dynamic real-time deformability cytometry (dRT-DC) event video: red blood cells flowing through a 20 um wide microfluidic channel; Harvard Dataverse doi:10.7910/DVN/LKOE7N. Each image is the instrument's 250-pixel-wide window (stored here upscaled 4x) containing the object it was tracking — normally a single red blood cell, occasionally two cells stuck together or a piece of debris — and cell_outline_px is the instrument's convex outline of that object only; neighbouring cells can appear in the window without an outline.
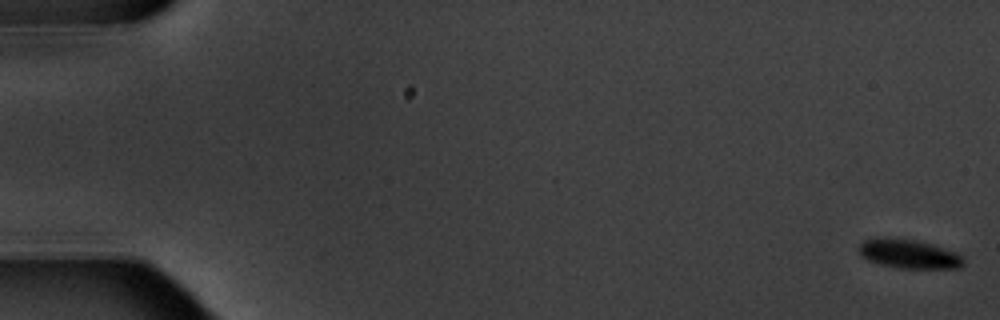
{"species": "common noctule bat (a hibernating species)", "species_latin": "Nyctalus noctula", "temperature_condition": "warm", "stored_images_in_passage": 7, "camera_frame_rate_fps": 3000, "um_per_image_px": 0.085, "animal": {"sex": "male", "body_mass_g": 20.1, "forearm_length_mm": 53.5}, "frame": {"image": 1, "passage_image": 1, "time_ms": 0.0, "image_size_px": [1000, 320], "cell_outline_px": [[964, 264], [960, 268], [900, 268], [880, 264], [868, 260], [860, 256], [860, 244], [864, 240], [880, 236], [916, 240], [932, 244], [956, 252], [964, 260]], "centroid_in_image_um": [77.24, 21.57], "position_along_channel_um": 7.8, "area_um2": 17.74}}
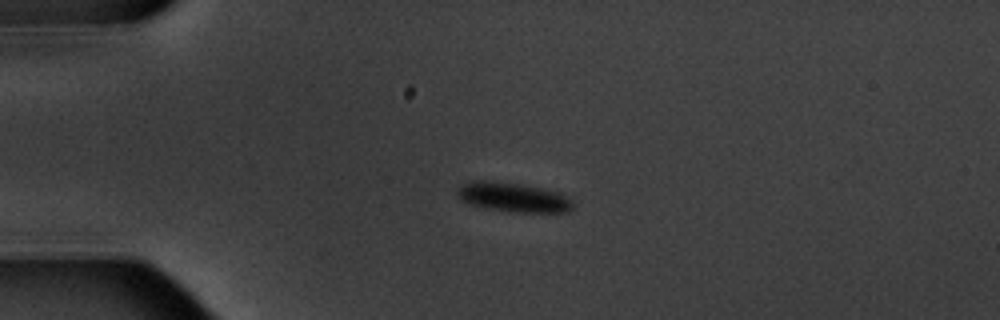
{"frame": {"image": 2, "passage_image": 5, "time_ms": 4.667, "image_size_px": [1000, 320], "cell_outline_px": [[572, 208], [568, 212], [512, 212], [484, 208], [468, 204], [460, 200], [456, 192], [464, 184], [472, 180], [488, 180], [520, 184], [544, 188], [564, 192], [572, 200]], "centroid_in_image_um": [43.65, 16.76], "position_along_channel_um": 41.3, "area_um2": 20.17}}
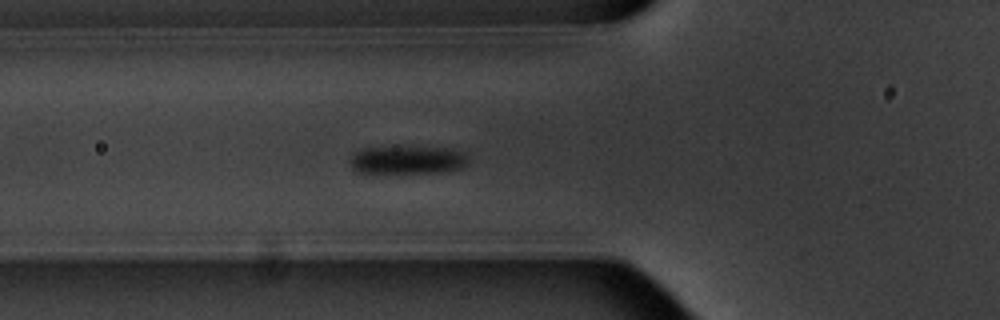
{"frame": {"image": 3, "passage_image": 7, "time_ms": 7.0, "image_size_px": [1000, 320], "cell_outline_px": [[468, 160], [460, 168], [444, 172], [352, 172], [348, 160], [352, 152], [364, 148], [452, 148], [464, 152], [468, 156]], "centroid_in_image_um": [34.58, 13.6], "position_along_channel_um": 91.2, "area_um2": 19.19}}